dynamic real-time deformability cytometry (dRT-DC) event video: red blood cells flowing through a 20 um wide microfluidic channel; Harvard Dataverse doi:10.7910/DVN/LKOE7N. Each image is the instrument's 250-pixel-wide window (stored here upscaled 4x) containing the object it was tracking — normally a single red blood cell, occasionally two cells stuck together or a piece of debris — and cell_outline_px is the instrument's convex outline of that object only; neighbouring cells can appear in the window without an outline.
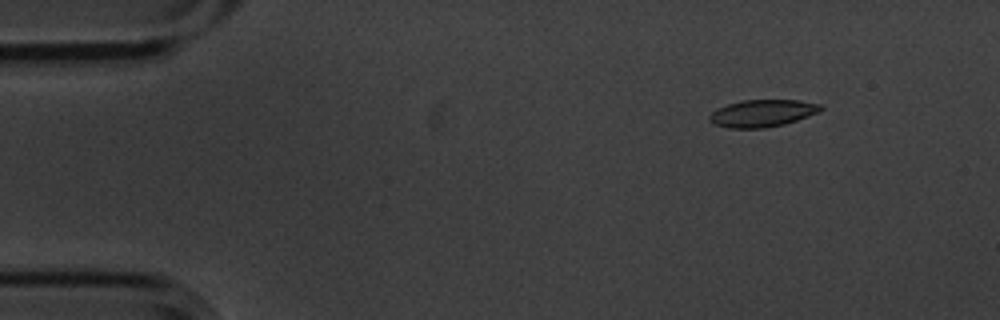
{"species": "common noctule bat (a hibernating species)", "species_latin": "Nyctalus noctula", "temperature_condition": "cold", "stored_images_in_passage": 6, "camera_frame_rate_fps": 3000, "um_per_image_px": 0.085, "animal": {"sex": "male", "body_mass_g": 20.1, "forearm_length_mm": 53.5}, "frame": {"image": 1, "passage_image": 2, "time_ms": 0.333, "image_size_px": [1000, 320], "cell_outline_px": [[824, 108], [820, 112], [784, 124], [764, 128], [728, 128], [716, 124], [708, 120], [708, 116], [716, 108], [740, 100], [800, 100], [820, 104]], "centroid_in_image_um": [64.8, 9.62], "position_along_channel_um": 20.2, "area_um2": 17.69}}
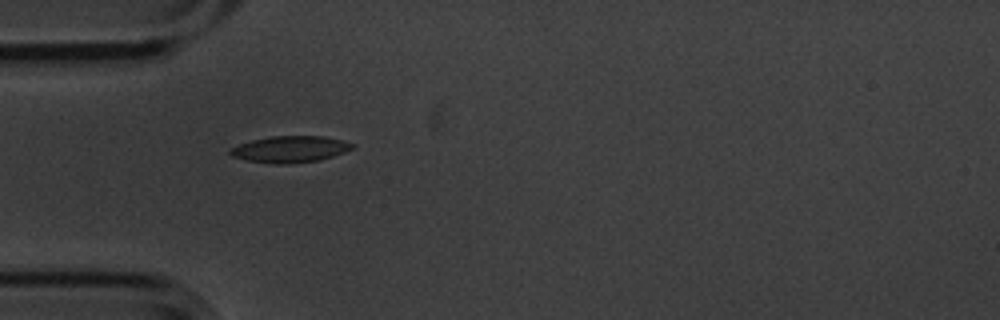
{"frame": {"image": 2, "passage_image": 5, "time_ms": 1.333, "image_size_px": [1000, 320], "cell_outline_px": [[356, 144], [352, 148], [344, 152], [320, 160], [288, 164], [276, 164], [248, 160], [232, 156], [228, 152], [232, 148], [240, 144], [252, 140], [272, 136], [324, 136], [344, 140]], "centroid_in_image_um": [24.7, 12.68], "position_along_channel_um": 60.3, "area_um2": 18.73}}
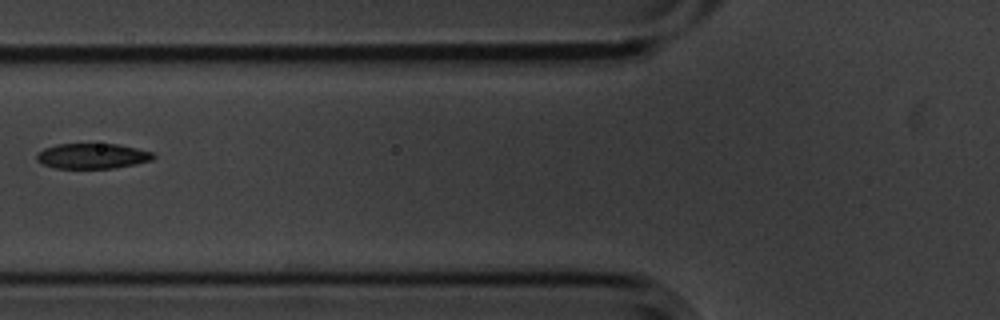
{"frame": {"image": 3, "passage_image": 6, "time_ms": 1.667, "image_size_px": [1000, 320], "cell_outline_px": [[156, 156], [152, 160], [112, 168], [56, 168], [44, 164], [36, 160], [36, 156], [44, 148], [56, 144], [120, 144], [152, 152]], "centroid_in_image_um": [7.85, 13.25], "position_along_channel_um": 118.0, "area_um2": 16.99}}